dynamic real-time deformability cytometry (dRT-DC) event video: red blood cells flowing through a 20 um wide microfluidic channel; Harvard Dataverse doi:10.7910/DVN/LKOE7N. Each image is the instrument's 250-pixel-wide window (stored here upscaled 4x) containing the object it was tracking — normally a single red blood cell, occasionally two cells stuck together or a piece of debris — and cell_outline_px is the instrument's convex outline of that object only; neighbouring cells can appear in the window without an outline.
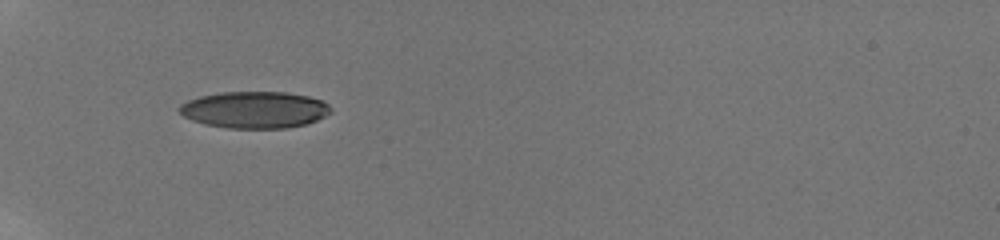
{"species": "human", "species_latin": "Homo sapiens", "temperature_condition": "room temperature", "stored_images_in_passage": 36, "camera_frame_rate_fps": 3000, "um_per_image_px": 0.085, "donor": {"sex": "male"}, "frame": {"image": 1, "passage_image": 1, "time_ms": 0.0, "image_size_px": [1000, 240], "cell_outline_px": [[332, 112], [316, 120], [304, 124], [288, 128], [228, 128], [204, 124], [192, 120], [184, 116], [176, 108], [180, 104], [188, 100], [200, 96], [220, 92], [288, 92], [308, 96], [324, 100], [332, 108]], "centroid_in_image_um": [21.64, 9.32], "position_along_channel_um": 63.4, "area_um2": 32.6}}
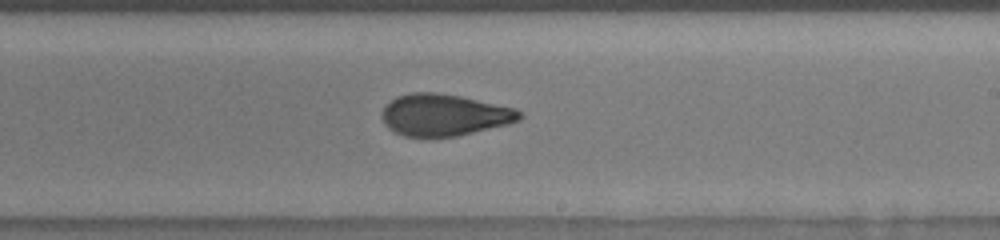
{"frame": {"image": 2, "passage_image": 17, "time_ms": 5.333, "image_size_px": [1000, 240], "cell_outline_px": [[524, 116], [520, 120], [508, 124], [456, 136], [404, 136], [388, 128], [384, 124], [380, 116], [384, 108], [396, 96], [412, 92], [436, 92], [460, 96], [516, 108], [524, 112]], "centroid_in_image_um": [37.78, 9.76], "position_along_channel_um": 251.2, "area_um2": 33.47}}
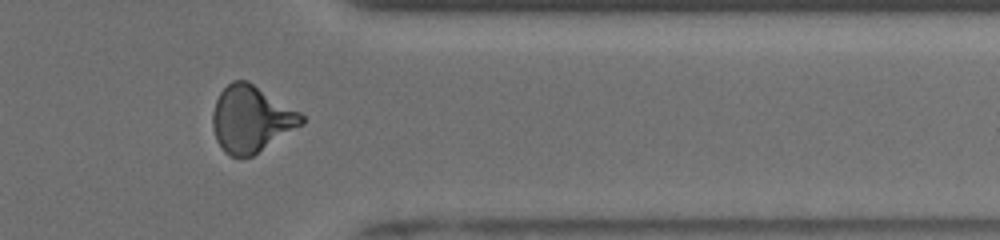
{"frame": {"image": 3, "passage_image": 28, "time_ms": 9.0, "image_size_px": [1000, 240], "cell_outline_px": [[304, 124], [252, 156], [232, 156], [224, 152], [216, 140], [212, 128], [212, 112], [216, 100], [220, 92], [232, 80], [248, 80], [300, 112], [304, 116]], "centroid_in_image_um": [21.34, 10.11], "position_along_channel_um": 390.1, "area_um2": 34.45}, "authors_computed_cell_mechanics": {"area_um2": 33.4662, "velocity_mm_per_s": 3.862, "shape_relaxation_time_tau1_ms": 5.3071, "shape_relaxation_time_tau2_ms": 1.3018, "deformation_change_tau1": 0.2151, "deformation_change_tau2": 0.0806}}